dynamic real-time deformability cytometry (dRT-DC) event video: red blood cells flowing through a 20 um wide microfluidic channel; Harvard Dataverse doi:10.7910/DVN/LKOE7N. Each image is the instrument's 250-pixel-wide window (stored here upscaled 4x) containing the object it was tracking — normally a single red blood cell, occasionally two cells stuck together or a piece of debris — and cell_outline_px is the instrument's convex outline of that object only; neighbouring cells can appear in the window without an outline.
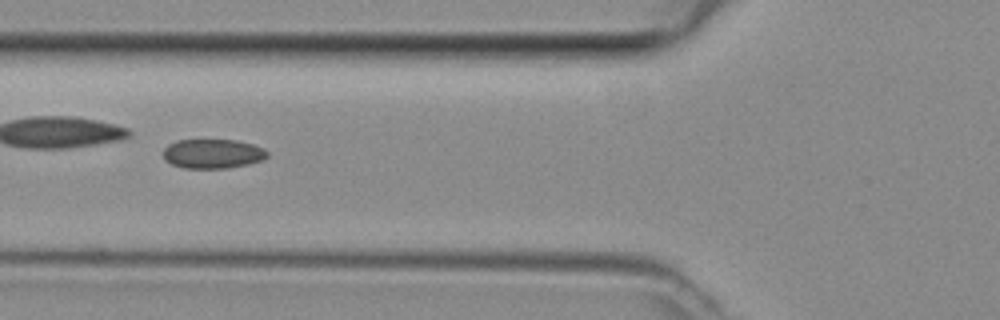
{"species": "common noctule bat (a hibernating species)", "species_latin": "Nyctalus noctula", "temperature_condition": "room temperature", "stored_images_in_passage": 42, "camera_frame_rate_fps": 3000, "um_per_image_px": 0.085, "animal": {"sex": "female", "body_mass_g": 29.2, "forearm_length_mm": 56.3}, "frame": {"image": 1, "passage_image": 13, "time_ms": 4.0, "image_size_px": [1000, 320], "cell_outline_px": [[268, 156], [264, 160], [248, 164], [228, 168], [184, 168], [172, 164], [164, 160], [164, 148], [168, 144], [176, 140], [236, 140], [252, 144], [264, 148], [268, 152]], "centroid_in_image_um": [18.09, 13.07], "position_along_channel_um": 107.7, "area_um2": 17.92}}
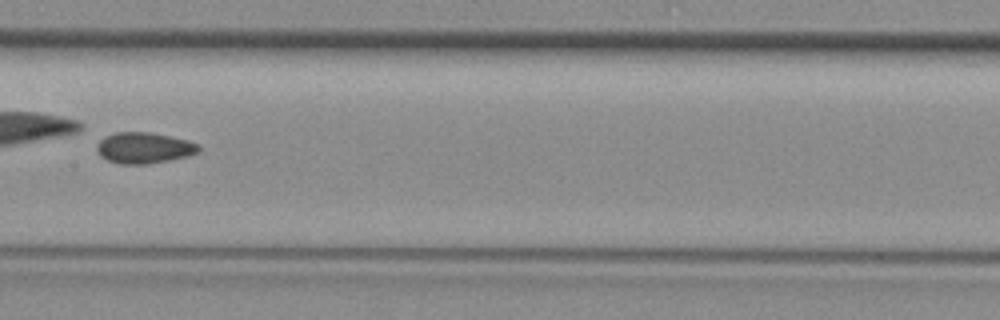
{"frame": {"image": 2, "passage_image": 19, "time_ms": 6.0, "image_size_px": [1000, 320], "cell_outline_px": [[200, 152], [188, 156], [148, 164], [120, 164], [108, 160], [100, 156], [96, 152], [96, 144], [104, 136], [116, 132], [148, 132], [188, 140], [196, 144], [200, 148]], "centroid_in_image_um": [12.2, 12.57], "position_along_channel_um": 195.2, "area_um2": 18.44}}